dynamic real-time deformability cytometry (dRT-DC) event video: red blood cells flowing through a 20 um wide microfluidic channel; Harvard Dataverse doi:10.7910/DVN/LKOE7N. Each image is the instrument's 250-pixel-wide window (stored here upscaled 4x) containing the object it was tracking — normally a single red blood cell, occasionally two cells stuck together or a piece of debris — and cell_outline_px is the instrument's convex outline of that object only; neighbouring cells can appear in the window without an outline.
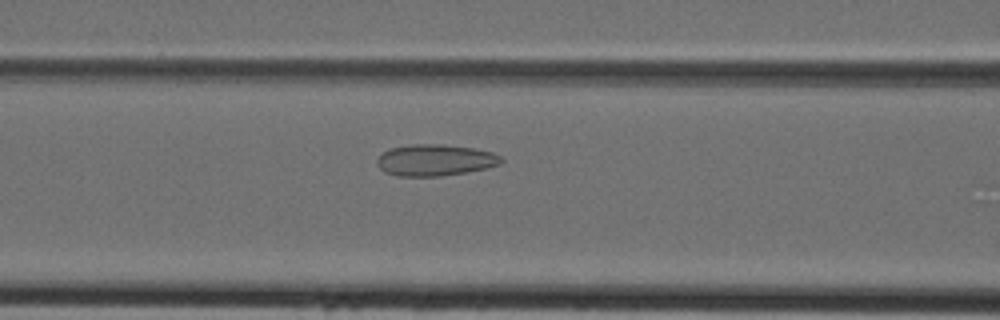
{"species": "Egyptian fruit bat (a non-hibernating species)", "species_latin": "Rousettus aegyptiacus", "temperature_condition": "cold", "stored_images_in_passage": 45, "camera_frame_rate_fps": 3000, "um_per_image_px": 0.085, "animal": {"sex": "female"}, "frame": {"image": 1, "passage_image": 19, "time_ms": 6.0, "image_size_px": [1000, 320], "cell_outline_px": [[504, 160], [500, 164], [484, 168], [464, 172], [440, 176], [396, 176], [384, 172], [376, 164], [376, 160], [384, 152], [392, 148], [412, 144], [444, 144], [472, 148], [492, 152], [500, 156]], "centroid_in_image_um": [36.96, 13.61], "position_along_channel_um": 129.6, "area_um2": 22.6}}
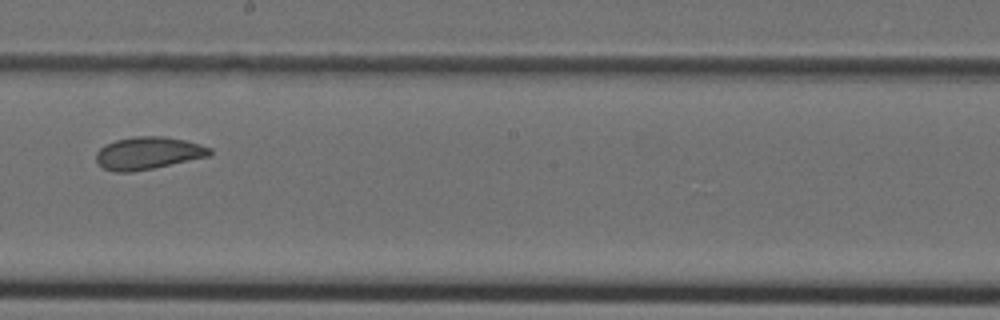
{"frame": {"image": 2, "passage_image": 26, "time_ms": 8.333, "image_size_px": [1000, 320], "cell_outline_px": [[212, 156], [132, 172], [116, 172], [104, 168], [96, 160], [96, 152], [104, 144], [116, 140], [136, 136], [164, 136], [184, 140], [200, 144], [212, 148]], "centroid_in_image_um": [12.61, 13.01], "position_along_channel_um": 235.6, "area_um2": 21.56}}
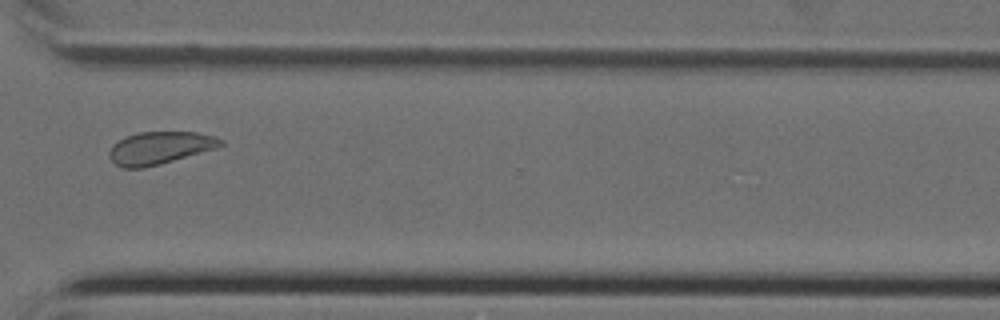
{"frame": {"image": 3, "passage_image": 34, "time_ms": 11.0, "image_size_px": [1000, 320], "cell_outline_px": [[224, 144], [220, 148], [160, 164], [144, 168], [124, 168], [116, 164], [108, 156], [108, 152], [124, 136], [140, 132], [196, 132], [216, 136], [224, 140]], "centroid_in_image_um": [13.66, 12.57], "position_along_channel_um": 356.9, "area_um2": 21.27}}